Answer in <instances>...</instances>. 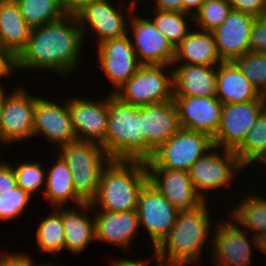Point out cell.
Returning a JSON list of instances; mask_svg holds the SVG:
<instances>
[{
    "instance_id": "obj_3",
    "label": "cell",
    "mask_w": 266,
    "mask_h": 266,
    "mask_svg": "<svg viewBox=\"0 0 266 266\" xmlns=\"http://www.w3.org/2000/svg\"><path fill=\"white\" fill-rule=\"evenodd\" d=\"M147 181L146 161L111 159L103 169L99 191L91 205L98 211H135L139 192Z\"/></svg>"
},
{
    "instance_id": "obj_9",
    "label": "cell",
    "mask_w": 266,
    "mask_h": 266,
    "mask_svg": "<svg viewBox=\"0 0 266 266\" xmlns=\"http://www.w3.org/2000/svg\"><path fill=\"white\" fill-rule=\"evenodd\" d=\"M225 216L217 221L212 246L208 248L213 266H252L253 249L258 248L257 239Z\"/></svg>"
},
{
    "instance_id": "obj_21",
    "label": "cell",
    "mask_w": 266,
    "mask_h": 266,
    "mask_svg": "<svg viewBox=\"0 0 266 266\" xmlns=\"http://www.w3.org/2000/svg\"><path fill=\"white\" fill-rule=\"evenodd\" d=\"M255 17L232 9L226 20L212 33L223 62H231L250 51V31Z\"/></svg>"
},
{
    "instance_id": "obj_14",
    "label": "cell",
    "mask_w": 266,
    "mask_h": 266,
    "mask_svg": "<svg viewBox=\"0 0 266 266\" xmlns=\"http://www.w3.org/2000/svg\"><path fill=\"white\" fill-rule=\"evenodd\" d=\"M56 99H46L42 96H36L35 114H34V132L33 139L42 137L47 140L51 146H65L76 141L75 132L70 118L67 106V98L62 102H55Z\"/></svg>"
},
{
    "instance_id": "obj_44",
    "label": "cell",
    "mask_w": 266,
    "mask_h": 266,
    "mask_svg": "<svg viewBox=\"0 0 266 266\" xmlns=\"http://www.w3.org/2000/svg\"><path fill=\"white\" fill-rule=\"evenodd\" d=\"M152 10L183 12V0H153Z\"/></svg>"
},
{
    "instance_id": "obj_35",
    "label": "cell",
    "mask_w": 266,
    "mask_h": 266,
    "mask_svg": "<svg viewBox=\"0 0 266 266\" xmlns=\"http://www.w3.org/2000/svg\"><path fill=\"white\" fill-rule=\"evenodd\" d=\"M234 62L258 93L266 97V53L249 51Z\"/></svg>"
},
{
    "instance_id": "obj_36",
    "label": "cell",
    "mask_w": 266,
    "mask_h": 266,
    "mask_svg": "<svg viewBox=\"0 0 266 266\" xmlns=\"http://www.w3.org/2000/svg\"><path fill=\"white\" fill-rule=\"evenodd\" d=\"M231 10L229 0H205L194 15V25L200 30L213 32L226 20Z\"/></svg>"
},
{
    "instance_id": "obj_1",
    "label": "cell",
    "mask_w": 266,
    "mask_h": 266,
    "mask_svg": "<svg viewBox=\"0 0 266 266\" xmlns=\"http://www.w3.org/2000/svg\"><path fill=\"white\" fill-rule=\"evenodd\" d=\"M84 43L74 14H66L59 20L33 28L26 48L17 57V73L45 70L57 73L63 78L61 80H68L74 72L80 71Z\"/></svg>"
},
{
    "instance_id": "obj_37",
    "label": "cell",
    "mask_w": 266,
    "mask_h": 266,
    "mask_svg": "<svg viewBox=\"0 0 266 266\" xmlns=\"http://www.w3.org/2000/svg\"><path fill=\"white\" fill-rule=\"evenodd\" d=\"M32 198L17 185L11 191L0 192V221L19 219L29 208Z\"/></svg>"
},
{
    "instance_id": "obj_29",
    "label": "cell",
    "mask_w": 266,
    "mask_h": 266,
    "mask_svg": "<svg viewBox=\"0 0 266 266\" xmlns=\"http://www.w3.org/2000/svg\"><path fill=\"white\" fill-rule=\"evenodd\" d=\"M57 159L49 170H46V187L43 198L52 208L83 204L75 195L71 169L57 154Z\"/></svg>"
},
{
    "instance_id": "obj_23",
    "label": "cell",
    "mask_w": 266,
    "mask_h": 266,
    "mask_svg": "<svg viewBox=\"0 0 266 266\" xmlns=\"http://www.w3.org/2000/svg\"><path fill=\"white\" fill-rule=\"evenodd\" d=\"M92 211L94 209L91 204H81L75 208H71V205L63 207L64 250L69 251V254H82L88 245L96 242V221L95 214L90 215Z\"/></svg>"
},
{
    "instance_id": "obj_46",
    "label": "cell",
    "mask_w": 266,
    "mask_h": 266,
    "mask_svg": "<svg viewBox=\"0 0 266 266\" xmlns=\"http://www.w3.org/2000/svg\"><path fill=\"white\" fill-rule=\"evenodd\" d=\"M205 0H183V12L194 16Z\"/></svg>"
},
{
    "instance_id": "obj_40",
    "label": "cell",
    "mask_w": 266,
    "mask_h": 266,
    "mask_svg": "<svg viewBox=\"0 0 266 266\" xmlns=\"http://www.w3.org/2000/svg\"><path fill=\"white\" fill-rule=\"evenodd\" d=\"M232 9L254 17L266 15V0H229Z\"/></svg>"
},
{
    "instance_id": "obj_50",
    "label": "cell",
    "mask_w": 266,
    "mask_h": 266,
    "mask_svg": "<svg viewBox=\"0 0 266 266\" xmlns=\"http://www.w3.org/2000/svg\"><path fill=\"white\" fill-rule=\"evenodd\" d=\"M255 167H263V169L266 167V153L261 157V159L254 165Z\"/></svg>"
},
{
    "instance_id": "obj_34",
    "label": "cell",
    "mask_w": 266,
    "mask_h": 266,
    "mask_svg": "<svg viewBox=\"0 0 266 266\" xmlns=\"http://www.w3.org/2000/svg\"><path fill=\"white\" fill-rule=\"evenodd\" d=\"M13 169L16 175L17 186L22 188L30 196L34 197L36 193L41 191L43 195L46 187V170L44 164H41L38 159L23 160L14 162ZM17 165V166H16Z\"/></svg>"
},
{
    "instance_id": "obj_39",
    "label": "cell",
    "mask_w": 266,
    "mask_h": 266,
    "mask_svg": "<svg viewBox=\"0 0 266 266\" xmlns=\"http://www.w3.org/2000/svg\"><path fill=\"white\" fill-rule=\"evenodd\" d=\"M121 257V258H120ZM119 258H110V266H152L149 265L152 264L151 261H153L154 266H179L175 264H168L167 262L163 261L162 259L158 258L156 255L152 254L149 258L143 259V258H131L130 256L125 255L120 256ZM114 259V260H113ZM138 259V260H137ZM140 259V260H139ZM155 260V261H154Z\"/></svg>"
},
{
    "instance_id": "obj_48",
    "label": "cell",
    "mask_w": 266,
    "mask_h": 266,
    "mask_svg": "<svg viewBox=\"0 0 266 266\" xmlns=\"http://www.w3.org/2000/svg\"><path fill=\"white\" fill-rule=\"evenodd\" d=\"M121 1H123V0H121ZM125 2H124V4L126 3V5L130 8V9H132L133 11H137V4H139V2L140 3H144V1H147V2H151V1H153V0H130V2H129V0H124ZM128 3V4H127Z\"/></svg>"
},
{
    "instance_id": "obj_15",
    "label": "cell",
    "mask_w": 266,
    "mask_h": 266,
    "mask_svg": "<svg viewBox=\"0 0 266 266\" xmlns=\"http://www.w3.org/2000/svg\"><path fill=\"white\" fill-rule=\"evenodd\" d=\"M265 107L266 100L223 105L220 125L212 138L213 145L235 151L244 142Z\"/></svg>"
},
{
    "instance_id": "obj_26",
    "label": "cell",
    "mask_w": 266,
    "mask_h": 266,
    "mask_svg": "<svg viewBox=\"0 0 266 266\" xmlns=\"http://www.w3.org/2000/svg\"><path fill=\"white\" fill-rule=\"evenodd\" d=\"M252 190H247L248 192L245 195L244 192L241 193V196H243L236 198L240 199L236 200L235 203L234 201L231 202L229 209H226L228 212L225 209L223 210L240 227L258 239L266 235V196L260 194L259 190Z\"/></svg>"
},
{
    "instance_id": "obj_32",
    "label": "cell",
    "mask_w": 266,
    "mask_h": 266,
    "mask_svg": "<svg viewBox=\"0 0 266 266\" xmlns=\"http://www.w3.org/2000/svg\"><path fill=\"white\" fill-rule=\"evenodd\" d=\"M234 152L244 168L255 165L266 153V107L258 115L244 142Z\"/></svg>"
},
{
    "instance_id": "obj_28",
    "label": "cell",
    "mask_w": 266,
    "mask_h": 266,
    "mask_svg": "<svg viewBox=\"0 0 266 266\" xmlns=\"http://www.w3.org/2000/svg\"><path fill=\"white\" fill-rule=\"evenodd\" d=\"M32 28L15 0H0V45L16 58L26 48Z\"/></svg>"
},
{
    "instance_id": "obj_11",
    "label": "cell",
    "mask_w": 266,
    "mask_h": 266,
    "mask_svg": "<svg viewBox=\"0 0 266 266\" xmlns=\"http://www.w3.org/2000/svg\"><path fill=\"white\" fill-rule=\"evenodd\" d=\"M212 147L213 141L208 134L181 128L149 160L157 168L188 172Z\"/></svg>"
},
{
    "instance_id": "obj_8",
    "label": "cell",
    "mask_w": 266,
    "mask_h": 266,
    "mask_svg": "<svg viewBox=\"0 0 266 266\" xmlns=\"http://www.w3.org/2000/svg\"><path fill=\"white\" fill-rule=\"evenodd\" d=\"M6 90L0 119V147L33 139L36 93L30 94L26 85ZM9 93H8V92ZM14 143V144H13Z\"/></svg>"
},
{
    "instance_id": "obj_16",
    "label": "cell",
    "mask_w": 266,
    "mask_h": 266,
    "mask_svg": "<svg viewBox=\"0 0 266 266\" xmlns=\"http://www.w3.org/2000/svg\"><path fill=\"white\" fill-rule=\"evenodd\" d=\"M97 65L110 81L109 93H114L127 82L141 66L129 34L120 38L108 39L96 48ZM99 62V63H98Z\"/></svg>"
},
{
    "instance_id": "obj_20",
    "label": "cell",
    "mask_w": 266,
    "mask_h": 266,
    "mask_svg": "<svg viewBox=\"0 0 266 266\" xmlns=\"http://www.w3.org/2000/svg\"><path fill=\"white\" fill-rule=\"evenodd\" d=\"M181 128L202 132L213 138L222 116V102L216 97L174 96Z\"/></svg>"
},
{
    "instance_id": "obj_6",
    "label": "cell",
    "mask_w": 266,
    "mask_h": 266,
    "mask_svg": "<svg viewBox=\"0 0 266 266\" xmlns=\"http://www.w3.org/2000/svg\"><path fill=\"white\" fill-rule=\"evenodd\" d=\"M243 170L246 171L233 150L214 146L199 158L188 172L195 190L209 202V199L214 198L211 195L209 197V194H213L212 191L216 195L215 192L219 193L222 188L225 191V188L230 189L232 185L231 189H233V185L236 184L233 183L234 180L239 179Z\"/></svg>"
},
{
    "instance_id": "obj_10",
    "label": "cell",
    "mask_w": 266,
    "mask_h": 266,
    "mask_svg": "<svg viewBox=\"0 0 266 266\" xmlns=\"http://www.w3.org/2000/svg\"><path fill=\"white\" fill-rule=\"evenodd\" d=\"M112 2L111 0L94 1L86 4L75 14L85 42L88 41L86 39H89V34L95 35V46L105 40L120 38L127 34L128 22L133 10L120 0L119 5Z\"/></svg>"
},
{
    "instance_id": "obj_51",
    "label": "cell",
    "mask_w": 266,
    "mask_h": 266,
    "mask_svg": "<svg viewBox=\"0 0 266 266\" xmlns=\"http://www.w3.org/2000/svg\"><path fill=\"white\" fill-rule=\"evenodd\" d=\"M3 101H4V87H0V119H1Z\"/></svg>"
},
{
    "instance_id": "obj_49",
    "label": "cell",
    "mask_w": 266,
    "mask_h": 266,
    "mask_svg": "<svg viewBox=\"0 0 266 266\" xmlns=\"http://www.w3.org/2000/svg\"><path fill=\"white\" fill-rule=\"evenodd\" d=\"M58 264L57 263H49V262H43V263H39V264H36V262L33 260L28 266H57ZM59 266V265H58ZM62 266V265H60Z\"/></svg>"
},
{
    "instance_id": "obj_27",
    "label": "cell",
    "mask_w": 266,
    "mask_h": 266,
    "mask_svg": "<svg viewBox=\"0 0 266 266\" xmlns=\"http://www.w3.org/2000/svg\"><path fill=\"white\" fill-rule=\"evenodd\" d=\"M221 62L214 35L210 31L194 28L175 48L173 64L217 66Z\"/></svg>"
},
{
    "instance_id": "obj_43",
    "label": "cell",
    "mask_w": 266,
    "mask_h": 266,
    "mask_svg": "<svg viewBox=\"0 0 266 266\" xmlns=\"http://www.w3.org/2000/svg\"><path fill=\"white\" fill-rule=\"evenodd\" d=\"M17 185L11 161L0 160V192L11 191Z\"/></svg>"
},
{
    "instance_id": "obj_47",
    "label": "cell",
    "mask_w": 266,
    "mask_h": 266,
    "mask_svg": "<svg viewBox=\"0 0 266 266\" xmlns=\"http://www.w3.org/2000/svg\"><path fill=\"white\" fill-rule=\"evenodd\" d=\"M257 242H258V248L256 250H259L261 254L263 253L266 256V235H263L260 238H258Z\"/></svg>"
},
{
    "instance_id": "obj_2",
    "label": "cell",
    "mask_w": 266,
    "mask_h": 266,
    "mask_svg": "<svg viewBox=\"0 0 266 266\" xmlns=\"http://www.w3.org/2000/svg\"><path fill=\"white\" fill-rule=\"evenodd\" d=\"M209 207L208 201H204L196 208L180 210L169 235L151 252L168 264L198 265L203 258V249L212 246L211 236L218 220L208 211L211 210Z\"/></svg>"
},
{
    "instance_id": "obj_19",
    "label": "cell",
    "mask_w": 266,
    "mask_h": 266,
    "mask_svg": "<svg viewBox=\"0 0 266 266\" xmlns=\"http://www.w3.org/2000/svg\"><path fill=\"white\" fill-rule=\"evenodd\" d=\"M180 129L179 111L174 100L142 106L146 160Z\"/></svg>"
},
{
    "instance_id": "obj_5",
    "label": "cell",
    "mask_w": 266,
    "mask_h": 266,
    "mask_svg": "<svg viewBox=\"0 0 266 266\" xmlns=\"http://www.w3.org/2000/svg\"><path fill=\"white\" fill-rule=\"evenodd\" d=\"M58 155L71 169L76 197L91 204L99 191L103 169L112 159L101 144L76 140L58 149Z\"/></svg>"
},
{
    "instance_id": "obj_42",
    "label": "cell",
    "mask_w": 266,
    "mask_h": 266,
    "mask_svg": "<svg viewBox=\"0 0 266 266\" xmlns=\"http://www.w3.org/2000/svg\"><path fill=\"white\" fill-rule=\"evenodd\" d=\"M17 74V58L8 50L0 46V87H3L4 84L1 82L4 81L5 77H12L13 74Z\"/></svg>"
},
{
    "instance_id": "obj_13",
    "label": "cell",
    "mask_w": 266,
    "mask_h": 266,
    "mask_svg": "<svg viewBox=\"0 0 266 266\" xmlns=\"http://www.w3.org/2000/svg\"><path fill=\"white\" fill-rule=\"evenodd\" d=\"M146 16L133 11L128 22L127 34L138 61L141 65L173 66L174 46L157 30L148 14Z\"/></svg>"
},
{
    "instance_id": "obj_30",
    "label": "cell",
    "mask_w": 266,
    "mask_h": 266,
    "mask_svg": "<svg viewBox=\"0 0 266 266\" xmlns=\"http://www.w3.org/2000/svg\"><path fill=\"white\" fill-rule=\"evenodd\" d=\"M51 211L49 214L42 215L41 221L39 220L38 225H35L36 235L34 236L40 251L48 252L49 256L57 258L65 248L63 207L51 208Z\"/></svg>"
},
{
    "instance_id": "obj_22",
    "label": "cell",
    "mask_w": 266,
    "mask_h": 266,
    "mask_svg": "<svg viewBox=\"0 0 266 266\" xmlns=\"http://www.w3.org/2000/svg\"><path fill=\"white\" fill-rule=\"evenodd\" d=\"M95 214L96 221V242L99 244L114 246L126 252L132 246V241L139 234L140 222L137 210L109 212L97 211ZM107 243V244H106Z\"/></svg>"
},
{
    "instance_id": "obj_38",
    "label": "cell",
    "mask_w": 266,
    "mask_h": 266,
    "mask_svg": "<svg viewBox=\"0 0 266 266\" xmlns=\"http://www.w3.org/2000/svg\"><path fill=\"white\" fill-rule=\"evenodd\" d=\"M250 51L266 53V15L255 17L250 31Z\"/></svg>"
},
{
    "instance_id": "obj_4",
    "label": "cell",
    "mask_w": 266,
    "mask_h": 266,
    "mask_svg": "<svg viewBox=\"0 0 266 266\" xmlns=\"http://www.w3.org/2000/svg\"><path fill=\"white\" fill-rule=\"evenodd\" d=\"M101 145L112 159L146 161L142 107L133 106L108 92L107 132Z\"/></svg>"
},
{
    "instance_id": "obj_12",
    "label": "cell",
    "mask_w": 266,
    "mask_h": 266,
    "mask_svg": "<svg viewBox=\"0 0 266 266\" xmlns=\"http://www.w3.org/2000/svg\"><path fill=\"white\" fill-rule=\"evenodd\" d=\"M179 210L149 181L138 195L137 213L140 228L149 235L153 251L169 235Z\"/></svg>"
},
{
    "instance_id": "obj_24",
    "label": "cell",
    "mask_w": 266,
    "mask_h": 266,
    "mask_svg": "<svg viewBox=\"0 0 266 266\" xmlns=\"http://www.w3.org/2000/svg\"><path fill=\"white\" fill-rule=\"evenodd\" d=\"M174 96H216L217 66L173 64Z\"/></svg>"
},
{
    "instance_id": "obj_25",
    "label": "cell",
    "mask_w": 266,
    "mask_h": 266,
    "mask_svg": "<svg viewBox=\"0 0 266 266\" xmlns=\"http://www.w3.org/2000/svg\"><path fill=\"white\" fill-rule=\"evenodd\" d=\"M216 97L223 105L266 100L253 87L234 61L217 65Z\"/></svg>"
},
{
    "instance_id": "obj_31",
    "label": "cell",
    "mask_w": 266,
    "mask_h": 266,
    "mask_svg": "<svg viewBox=\"0 0 266 266\" xmlns=\"http://www.w3.org/2000/svg\"><path fill=\"white\" fill-rule=\"evenodd\" d=\"M152 13V17L150 16L149 18L153 21L157 30L167 38L174 48L182 43L192 28H194V16L188 13L158 10H153Z\"/></svg>"
},
{
    "instance_id": "obj_18",
    "label": "cell",
    "mask_w": 266,
    "mask_h": 266,
    "mask_svg": "<svg viewBox=\"0 0 266 266\" xmlns=\"http://www.w3.org/2000/svg\"><path fill=\"white\" fill-rule=\"evenodd\" d=\"M146 167L148 181L179 211L196 208L205 201L192 185L189 172L157 168L149 159Z\"/></svg>"
},
{
    "instance_id": "obj_41",
    "label": "cell",
    "mask_w": 266,
    "mask_h": 266,
    "mask_svg": "<svg viewBox=\"0 0 266 266\" xmlns=\"http://www.w3.org/2000/svg\"><path fill=\"white\" fill-rule=\"evenodd\" d=\"M23 250H1L0 266H28L35 258L31 254H27Z\"/></svg>"
},
{
    "instance_id": "obj_17",
    "label": "cell",
    "mask_w": 266,
    "mask_h": 266,
    "mask_svg": "<svg viewBox=\"0 0 266 266\" xmlns=\"http://www.w3.org/2000/svg\"><path fill=\"white\" fill-rule=\"evenodd\" d=\"M67 106L77 140L101 144L108 124V93L100 99L67 98Z\"/></svg>"
},
{
    "instance_id": "obj_7",
    "label": "cell",
    "mask_w": 266,
    "mask_h": 266,
    "mask_svg": "<svg viewBox=\"0 0 266 266\" xmlns=\"http://www.w3.org/2000/svg\"><path fill=\"white\" fill-rule=\"evenodd\" d=\"M114 94L136 107L172 101L174 98L173 67L141 65Z\"/></svg>"
},
{
    "instance_id": "obj_33",
    "label": "cell",
    "mask_w": 266,
    "mask_h": 266,
    "mask_svg": "<svg viewBox=\"0 0 266 266\" xmlns=\"http://www.w3.org/2000/svg\"><path fill=\"white\" fill-rule=\"evenodd\" d=\"M26 23L33 29L56 21L67 13L62 0H15Z\"/></svg>"
},
{
    "instance_id": "obj_45",
    "label": "cell",
    "mask_w": 266,
    "mask_h": 266,
    "mask_svg": "<svg viewBox=\"0 0 266 266\" xmlns=\"http://www.w3.org/2000/svg\"><path fill=\"white\" fill-rule=\"evenodd\" d=\"M98 0H62V4L67 14H76L86 4L92 3Z\"/></svg>"
}]
</instances>
